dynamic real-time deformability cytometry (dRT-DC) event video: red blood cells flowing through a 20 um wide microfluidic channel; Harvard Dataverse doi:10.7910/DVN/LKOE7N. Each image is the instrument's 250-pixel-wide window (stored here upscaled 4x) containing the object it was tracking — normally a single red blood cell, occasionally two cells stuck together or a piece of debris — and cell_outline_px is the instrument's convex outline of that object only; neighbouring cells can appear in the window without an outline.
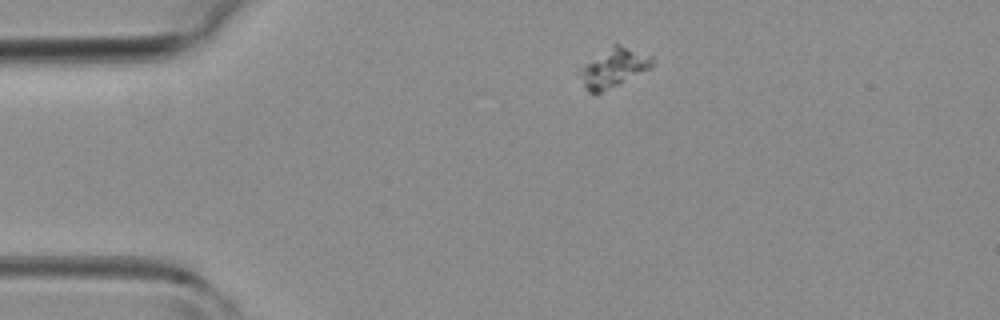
{"species": "common noctule bat (a hibernating species)", "species_latin": "Nyctalus noctula", "temperature_condition": "room temperature", "stored_images_in_passage": 3, "camera_frame_rate_fps": 3000, "um_per_image_px": 0.085, "animal": {"sex": "female", "body_mass_g": 19.3, "forearm_length_mm": 54.1}, "frame": {"image": 1, "passage_image": 1, "time_ms": 0.0, "image_size_px": [1000, 320], "cell_outline_px": [[652, 68], [596, 96], [588, 92], [584, 84], [580, 72], [584, 64], [616, 40], [652, 56]], "centroid_in_image_um": [52.19, 5.73], "position_along_channel_um": 32.8, "area_um2": 16.94}}
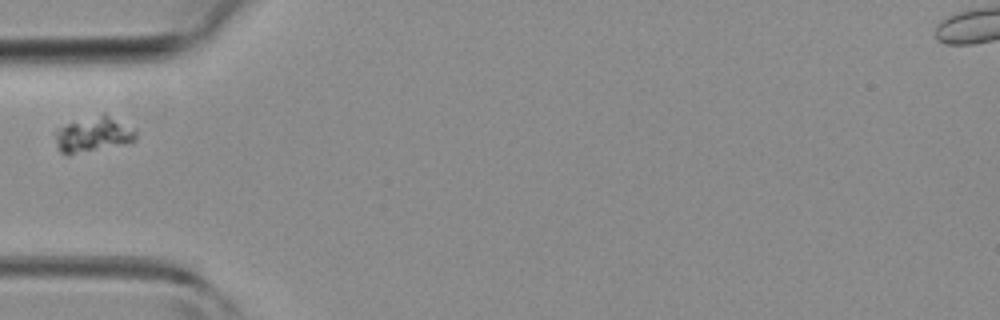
{"frame": {"image": 2, "passage_image": 3, "time_ms": 2.0, "image_size_px": [1000, 320], "cell_outline_px": [[136, 140], [124, 144], [68, 156], [60, 152], [56, 144], [56, 132], [60, 128], [68, 124], [104, 112], [136, 128]], "centroid_in_image_um": [7.98, 11.44], "position_along_channel_um": 77.0, "area_um2": 16.7}}